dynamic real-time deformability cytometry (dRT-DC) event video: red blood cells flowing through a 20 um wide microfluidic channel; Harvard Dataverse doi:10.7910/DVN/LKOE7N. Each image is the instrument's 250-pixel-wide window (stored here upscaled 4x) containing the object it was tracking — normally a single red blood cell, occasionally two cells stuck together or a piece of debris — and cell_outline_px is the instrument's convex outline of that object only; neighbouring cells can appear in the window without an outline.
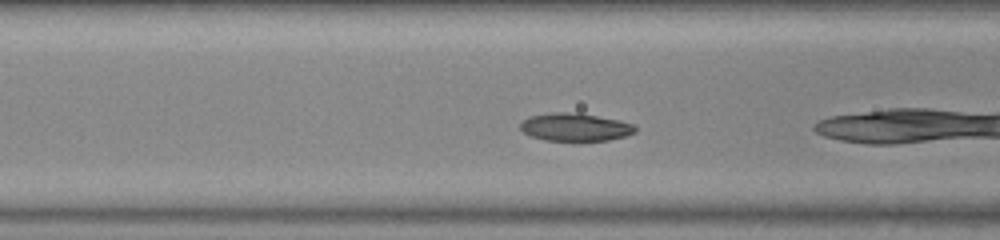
{"species": "common noctule bat (a hibernating species)", "species_latin": "Nyctalus noctula", "temperature_condition": "warm", "stored_images_in_passage": 38, "camera_frame_rate_fps": 3000, "um_per_image_px": 0.085, "animal": {"sex": "female", "body_mass_g": 23.0, "forearm_length_mm": 53.4}, "frame": {"image": 1, "passage_image": 4, "time_ms": 1.0, "image_size_px": [1000, 240], "cell_outline_px": [[636, 132], [624, 136], [608, 140], [544, 140], [532, 136], [524, 132], [520, 128], [520, 124], [528, 116], [552, 112], [576, 112], [620, 120], [636, 124]], "centroid_in_image_um": [48.91, 10.78], "position_along_channel_um": 117.7, "area_um2": 18.67}}
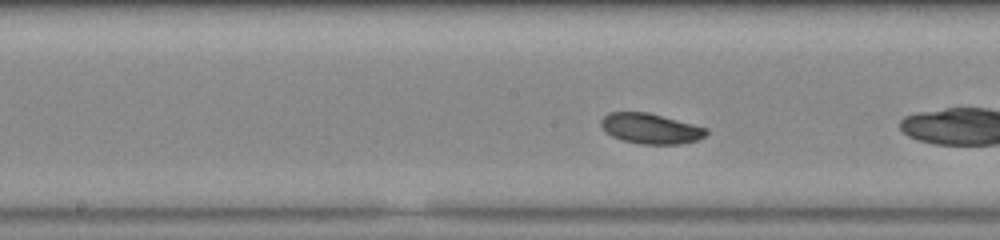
{"frame": {"image": 2, "passage_image": 10, "time_ms": 3.0, "image_size_px": [1000, 240], "cell_outline_px": [[708, 132], [704, 136], [696, 140], [680, 144], [640, 144], [624, 140], [612, 136], [600, 124], [600, 120], [608, 112], [648, 112], [708, 128]], "centroid_in_image_um": [55.31, 10.92], "position_along_channel_um": 192.9, "area_um2": 18.44}}
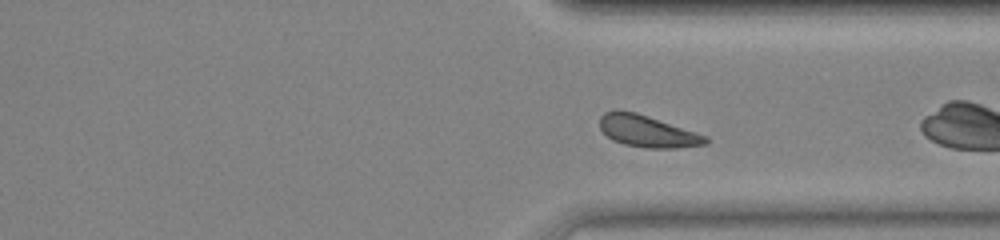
{"frame": {"image": 3, "passage_image": 23, "time_ms": 7.333, "image_size_px": [1000, 240], "cell_outline_px": [[708, 144], [676, 148], [644, 148], [624, 144], [612, 140], [600, 128], [600, 116], [604, 112], [616, 108], [636, 112], [708, 136]], "centroid_in_image_um": [55.01, 11.14], "position_along_channel_um": 356.4, "area_um2": 19.77}, "authors_computed_cell_mechanics": {"area_um2": 19.1318, "velocity_mm_per_s": 3.7689, "shape_relaxation_time_tau1_ms": 0.717, "shape_relaxation_time_tau2_ms": null, "deformation_change_tau1": 0.0469, "deformation_change_tau2": null}}